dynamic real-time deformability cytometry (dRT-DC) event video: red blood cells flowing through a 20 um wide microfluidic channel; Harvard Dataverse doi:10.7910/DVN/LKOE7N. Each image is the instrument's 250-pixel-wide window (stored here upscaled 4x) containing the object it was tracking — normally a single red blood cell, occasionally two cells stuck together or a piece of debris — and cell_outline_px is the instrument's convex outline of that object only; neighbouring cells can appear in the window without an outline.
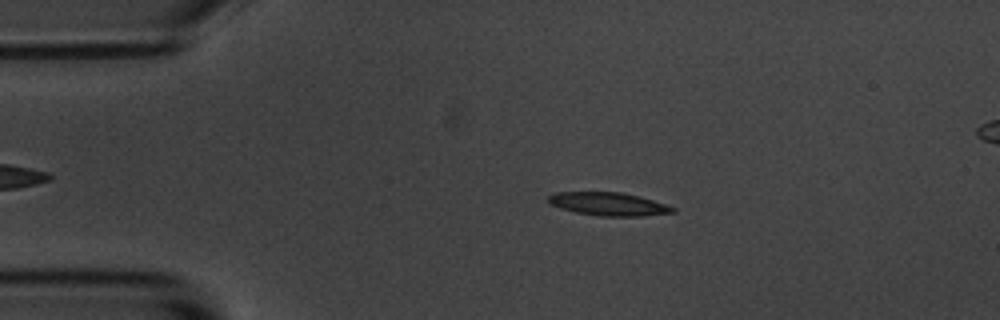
{"species": "common noctule bat (a hibernating species)", "species_latin": "Nyctalus noctula", "temperature_condition": "room temperature", "stored_images_in_passage": 4, "segment_of_instrument_passage": [1, 2], "camera_frame_rate_fps": 3000, "um_per_image_px": 0.085, "animal": {"sex": "male", "body_mass_g": 20.1, "forearm_length_mm": 53.5}, "frame": {"image": 1, "passage_image": 2, "time_ms": 1.333, "image_size_px": [1000, 320], "cell_outline_px": [[676, 212], [644, 216], [600, 216], [576, 212], [560, 208], [548, 204], [548, 196], [556, 192], [620, 192], [640, 196], [676, 208]], "centroid_in_image_um": [51.71, 17.34], "position_along_channel_um": 33.3, "area_um2": 16.82}}